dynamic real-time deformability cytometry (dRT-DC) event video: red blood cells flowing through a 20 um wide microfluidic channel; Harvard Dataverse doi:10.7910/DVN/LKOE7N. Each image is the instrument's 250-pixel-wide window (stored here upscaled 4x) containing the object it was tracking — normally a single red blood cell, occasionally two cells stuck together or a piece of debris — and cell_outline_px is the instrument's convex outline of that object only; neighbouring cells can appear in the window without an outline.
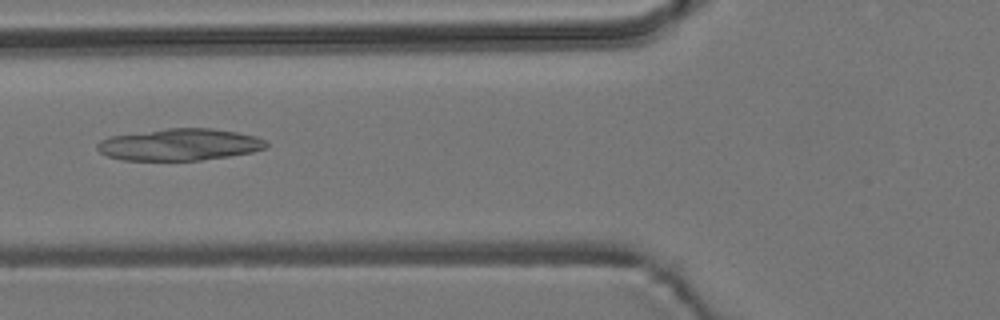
{"species": "common noctule bat (a hibernating species)", "species_latin": "Nyctalus noctula", "temperature_condition": "room temperature", "stored_images_in_passage": 3, "camera_frame_rate_fps": 3000, "um_per_image_px": 0.085, "animal": {"sex": "male", "body_mass_g": 19.2, "forearm_length_mm": 51.8}, "frame": {"image": 1, "passage_image": 3, "time_ms": 2.667, "image_size_px": [1000, 320], "cell_outline_px": [[268, 144], [264, 148], [252, 152], [228, 156], [200, 160], [124, 160], [108, 156], [100, 152], [96, 148], [96, 144], [100, 140], [108, 136], [168, 128], [212, 128], [236, 132], [256, 136], [264, 140]], "centroid_in_image_um": [15.23, 12.28], "position_along_channel_um": 110.6, "area_um2": 31.27}}